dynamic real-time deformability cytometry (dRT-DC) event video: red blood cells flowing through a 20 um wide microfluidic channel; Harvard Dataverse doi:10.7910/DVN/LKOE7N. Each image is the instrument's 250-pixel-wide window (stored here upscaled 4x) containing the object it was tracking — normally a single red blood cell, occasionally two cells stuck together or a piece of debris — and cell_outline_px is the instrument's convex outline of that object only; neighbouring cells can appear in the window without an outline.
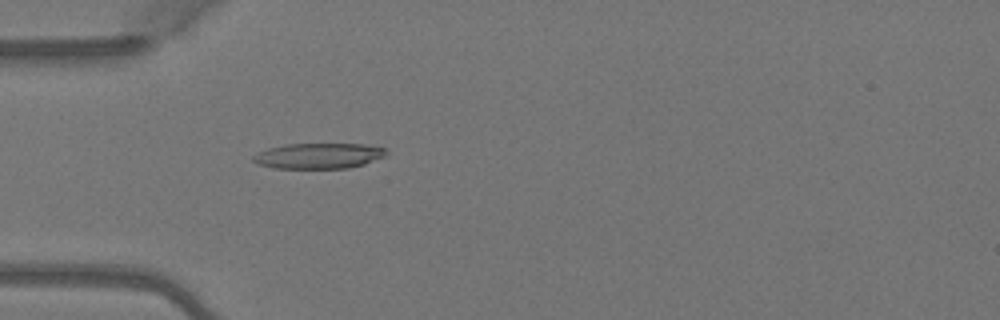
{"species": "Egyptian fruit bat (a non-hibernating species)", "species_latin": "Rousettus aegyptiacus", "temperature_condition": "warm", "stored_images_in_passage": 1, "camera_frame_rate_fps": 3000, "um_per_image_px": 0.085, "animal": {"sex": "female"}, "frame": {"image": 1, "passage_image": 1, "time_ms": 0.0, "image_size_px": [1000, 320], "cell_outline_px": [[388, 152], [384, 156], [364, 164], [348, 168], [272, 168], [260, 164], [252, 160], [252, 156], [268, 148], [288, 144], [364, 144], [388, 148]], "centroid_in_image_um": [27.12, 13.24], "position_along_channel_um": 57.9, "area_um2": 19.71}}